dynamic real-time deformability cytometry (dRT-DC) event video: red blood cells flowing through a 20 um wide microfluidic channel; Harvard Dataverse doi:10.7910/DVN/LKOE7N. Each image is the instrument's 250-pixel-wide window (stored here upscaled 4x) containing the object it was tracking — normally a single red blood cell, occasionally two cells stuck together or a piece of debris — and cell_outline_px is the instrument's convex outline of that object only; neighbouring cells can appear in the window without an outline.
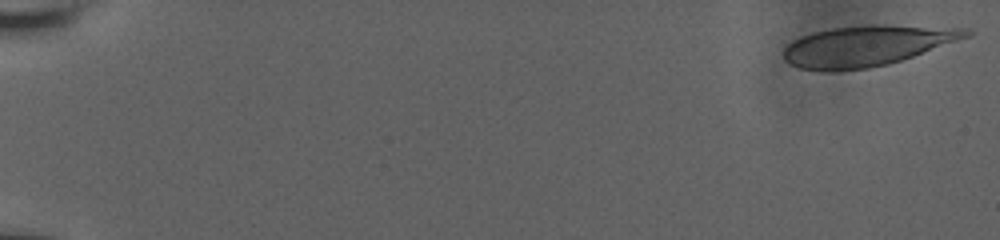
{"species": "human", "species_latin": "Homo sapiens", "temperature_condition": "room temperature", "stored_images_in_passage": 54, "camera_frame_rate_fps": 3000, "um_per_image_px": 0.085, "donor": {"sex": "male"}, "frame": {"image": 1, "passage_image": 1, "time_ms": 0.0, "image_size_px": [1000, 240], "cell_outline_px": [[972, 36], [888, 64], [868, 68], [800, 68], [784, 60], [784, 48], [792, 40], [800, 36], [812, 32], [832, 28], [872, 24], [880, 24], [968, 28], [972, 32]], "centroid_in_image_um": [73.75, 3.83], "position_along_channel_um": 11.2, "area_um2": 42.37}}
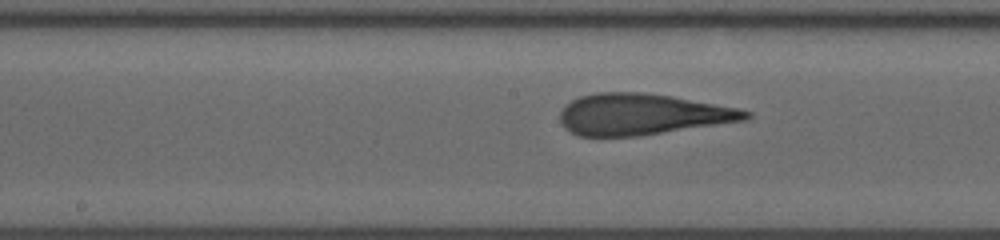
{"frame": {"image": 2, "passage_image": 30, "time_ms": 9.667, "image_size_px": [1000, 240], "cell_outline_px": [[752, 116], [744, 120], [636, 136], [580, 136], [564, 128], [560, 120], [560, 112], [572, 100], [580, 96], [600, 92], [640, 92], [672, 96], [740, 108], [752, 112]], "centroid_in_image_um": [54.58, 9.71], "position_along_channel_um": 193.6, "area_um2": 44.16}}
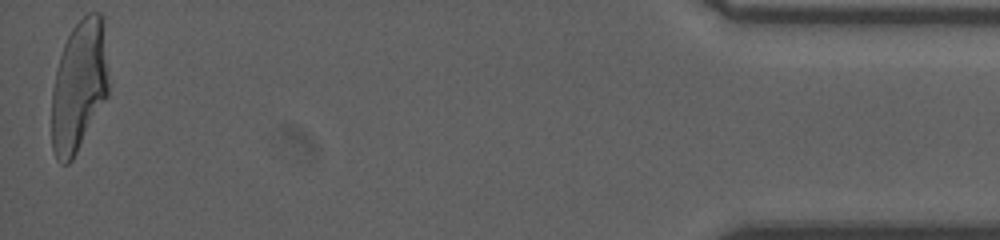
{"frame": {"image": 3, "passage_image": 54, "time_ms": 17.667, "image_size_px": [1000, 240], "cell_outline_px": [[108, 96], [72, 160], [68, 164], [60, 164], [56, 160], [52, 148], [52, 88], [60, 56], [64, 44], [72, 28], [88, 12], [100, 12], [104, 16], [108, 84]], "centroid_in_image_um": [6.72, 7.3], "position_along_channel_um": 428.5, "area_um2": 43.7}, "authors_computed_cell_mechanics": {"area_um2": 43.9858, "velocity_mm_per_s": 3.934, "shape_relaxation_time_tau1_ms": 5.8047, "shape_relaxation_time_tau2_ms": 0.9884, "deformation_change_tau1": 0.2344, "deformation_change_tau2": 0.099}}